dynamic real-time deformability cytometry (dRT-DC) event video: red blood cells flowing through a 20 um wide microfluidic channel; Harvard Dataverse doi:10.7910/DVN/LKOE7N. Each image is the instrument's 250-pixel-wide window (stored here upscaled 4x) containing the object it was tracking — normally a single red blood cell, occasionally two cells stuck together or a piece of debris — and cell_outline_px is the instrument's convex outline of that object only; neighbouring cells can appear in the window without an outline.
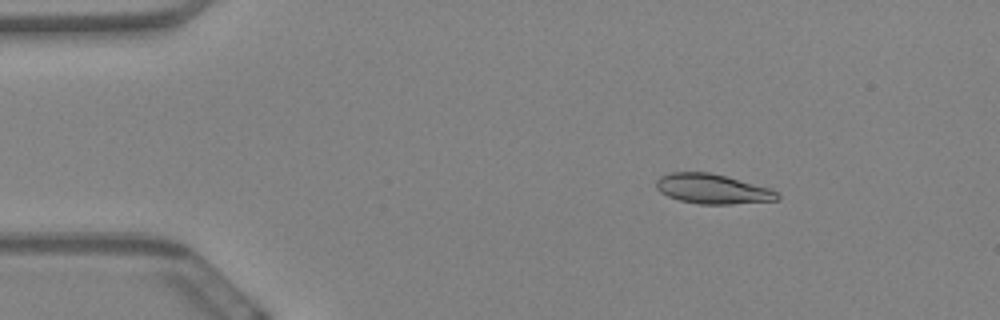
{"species": "Egyptian fruit bat (a non-hibernating species)", "species_latin": "Rousettus aegyptiacus", "temperature_condition": "warm", "stored_images_in_passage": 60, "camera_frame_rate_fps": 3000, "um_per_image_px": 0.085, "animal": {"sex": "female"}, "frame": {"image": 1, "passage_image": 9, "time_ms": 2.667, "image_size_px": [1000, 320], "cell_outline_px": [[780, 200], [732, 204], [700, 204], [680, 200], [668, 196], [660, 192], [656, 188], [656, 180], [660, 176], [672, 172], [708, 172], [724, 176], [768, 188], [776, 192], [780, 196]], "centroid_in_image_um": [60.53, 16.06], "position_along_channel_um": 24.5, "area_um2": 20.75}}
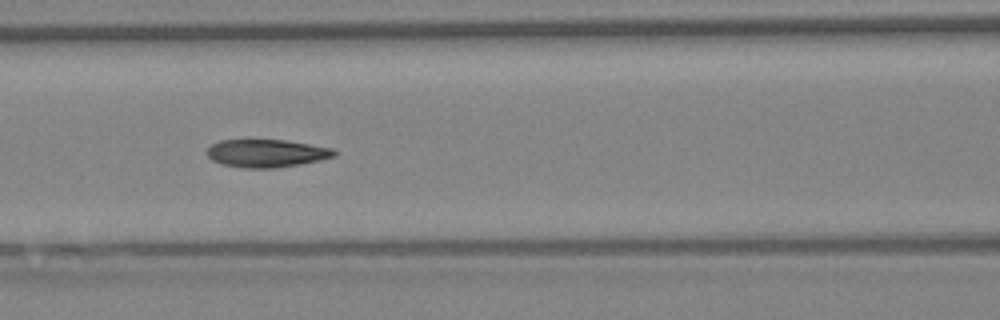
{"frame": {"image": 2, "passage_image": 26, "time_ms": 8.333, "image_size_px": [1000, 320], "cell_outline_px": [[336, 156], [320, 160], [300, 164], [276, 168], [244, 168], [220, 164], [212, 160], [208, 156], [208, 148], [212, 144], [220, 140], [284, 140], [332, 148], [336, 152]], "centroid_in_image_um": [22.65, 13.04], "position_along_channel_um": 144.0, "area_um2": 20.58}}
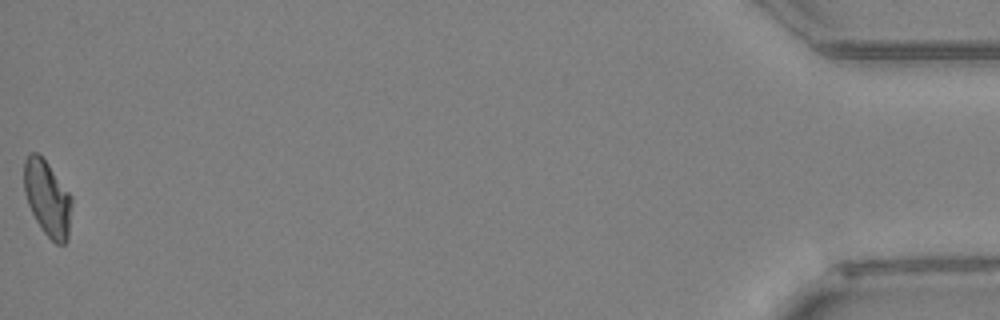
{"frame": {"image": 3, "passage_image": 60, "time_ms": 19.667, "image_size_px": [1000, 320], "cell_outline_px": [[72, 204], [68, 240], [64, 244], [56, 244], [44, 232], [36, 220], [28, 204], [24, 192], [24, 160], [28, 152], [36, 152], [48, 164], [72, 196]], "centroid_in_image_um": [4.03, 16.86], "position_along_channel_um": 431.2, "area_um2": 20.98}, "authors_computed_cell_mechanics": {"area_um2": 20.9525, "velocity_mm_per_s": 3.4176, "shape_relaxation_time_tau1_ms": 7.6987, "shape_relaxation_time_tau2_ms": 2.4838, "deformation_change_tau1": 0.1812, "deformation_change_tau2": 0.0745}}